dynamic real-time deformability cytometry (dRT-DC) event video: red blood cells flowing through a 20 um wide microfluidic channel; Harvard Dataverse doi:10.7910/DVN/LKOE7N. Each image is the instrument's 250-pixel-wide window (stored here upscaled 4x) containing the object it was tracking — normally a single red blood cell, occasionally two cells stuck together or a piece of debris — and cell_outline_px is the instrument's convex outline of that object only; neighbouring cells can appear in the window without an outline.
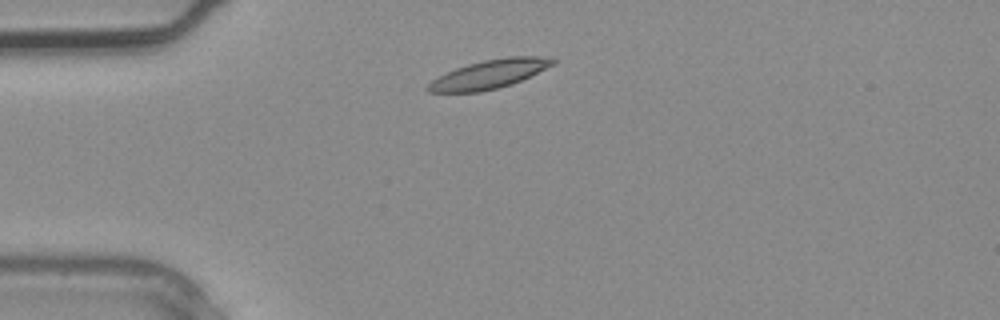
{"species": "common noctule bat (a hibernating species)", "species_latin": "Nyctalus noctula", "temperature_condition": "warm", "stored_images_in_passage": 2, "camera_frame_rate_fps": 3000, "um_per_image_px": 0.085, "animal": {"sex": "male", "body_mass_g": 20.4}, "frame": {"image": 1, "passage_image": 1, "time_ms": 0.0, "image_size_px": [1000, 320], "cell_outline_px": [[556, 64], [512, 84], [480, 92], [428, 92], [424, 88], [432, 80], [456, 68], [468, 64], [484, 60], [508, 56], [556, 56]], "centroid_in_image_um": [41.65, 6.29], "position_along_channel_um": 43.3, "area_um2": 20.98}}
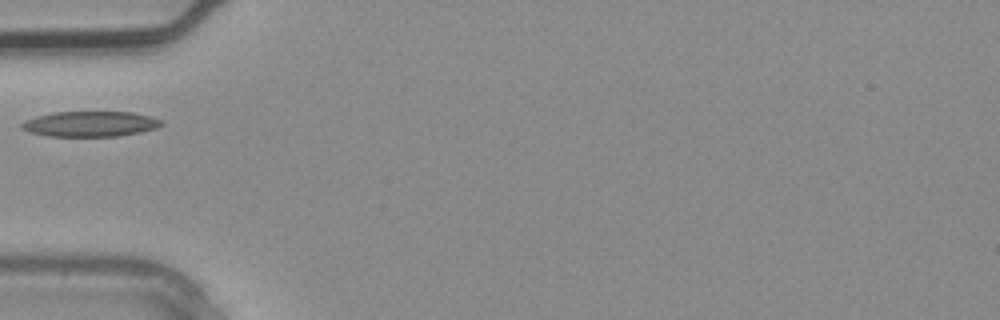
{"frame": {"image": 2, "passage_image": 2, "time_ms": 0.333, "image_size_px": [1000, 320], "cell_outline_px": [[164, 124], [156, 128], [140, 132], [116, 136], [48, 136], [28, 132], [20, 128], [20, 124], [24, 120], [36, 116], [52, 112], [132, 112], [164, 120]], "centroid_in_image_um": [7.64, 10.53], "position_along_channel_um": 77.4, "area_um2": 20.75}}